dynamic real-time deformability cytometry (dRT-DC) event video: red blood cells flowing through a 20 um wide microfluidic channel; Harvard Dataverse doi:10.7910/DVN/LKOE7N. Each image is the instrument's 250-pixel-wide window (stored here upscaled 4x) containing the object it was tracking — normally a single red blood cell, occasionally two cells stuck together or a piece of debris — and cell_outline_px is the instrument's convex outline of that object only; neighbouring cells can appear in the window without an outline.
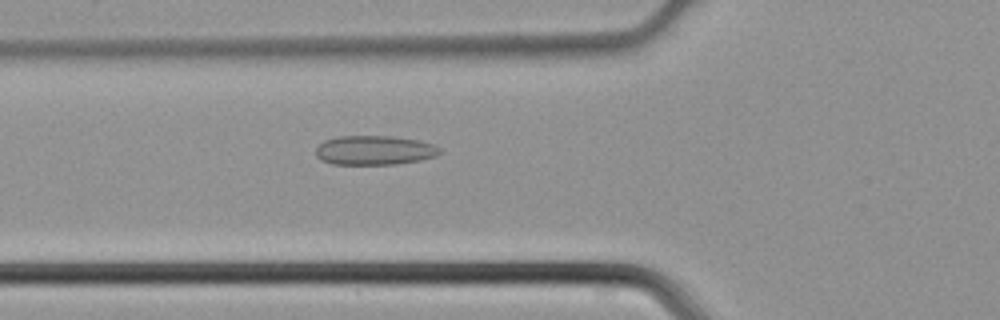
{"species": "common noctule bat (a hibernating species)", "species_latin": "Nyctalus noctula", "temperature_condition": "cold", "stored_images_in_passage": 44, "camera_frame_rate_fps": 3000, "um_per_image_px": 0.085, "animal": {"sex": "male", "body_mass_g": 21.5, "forearm_length_mm": 52.0}, "frame": {"image": 1, "passage_image": 16, "time_ms": 5.0, "image_size_px": [1000, 320], "cell_outline_px": [[440, 152], [436, 156], [420, 160], [396, 164], [332, 164], [320, 160], [316, 156], [316, 148], [324, 140], [340, 136], [392, 136], [420, 140], [436, 144], [440, 148]], "centroid_in_image_um": [31.84, 12.77], "position_along_channel_um": 94.0, "area_um2": 21.33}}
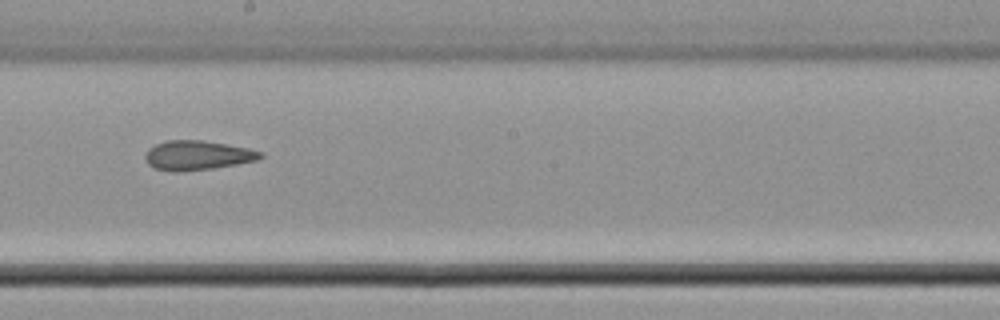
{"frame": {"image": 2, "passage_image": 25, "time_ms": 8.0, "image_size_px": [1000, 320], "cell_outline_px": [[264, 156], [256, 160], [236, 164], [212, 168], [176, 172], [156, 168], [148, 164], [144, 156], [148, 148], [156, 144], [168, 140], [204, 140], [248, 148], [264, 152]], "centroid_in_image_um": [16.78, 13.19], "position_along_channel_um": 231.4, "area_um2": 19.65}}
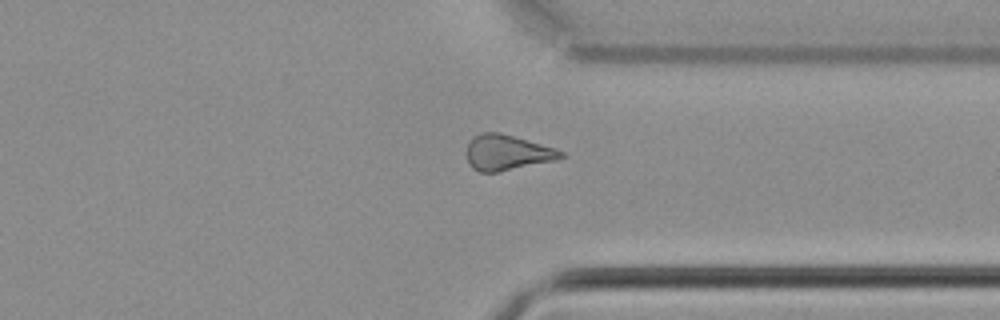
{"frame": {"image": 3, "passage_image": 34, "time_ms": 11.0, "image_size_px": [1000, 320], "cell_outline_px": [[564, 156], [556, 160], [500, 172], [480, 172], [472, 168], [468, 164], [468, 144], [472, 136], [480, 132], [500, 132], [556, 148], [564, 152]], "centroid_in_image_um": [43.1, 12.96], "position_along_channel_um": 368.3, "area_um2": 19.59}}